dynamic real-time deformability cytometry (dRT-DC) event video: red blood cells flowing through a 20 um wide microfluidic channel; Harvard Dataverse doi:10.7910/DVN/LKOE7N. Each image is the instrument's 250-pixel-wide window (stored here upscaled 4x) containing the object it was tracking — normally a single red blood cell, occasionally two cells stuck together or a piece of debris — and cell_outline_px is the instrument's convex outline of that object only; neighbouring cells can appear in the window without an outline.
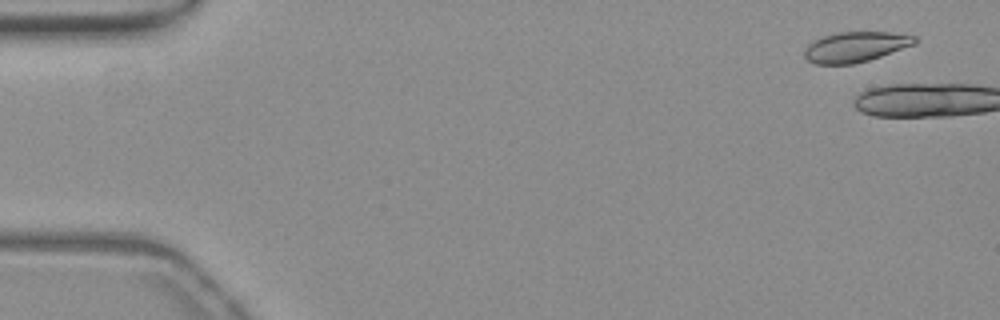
{"species": "common noctule bat (a hibernating species)", "species_latin": "Nyctalus noctula", "temperature_condition": "warm", "stored_images_in_passage": 5, "camera_frame_rate_fps": 3000, "um_per_image_px": 0.085, "animal": {"sex": "female", "body_mass_g": 19.3, "forearm_length_mm": 54.1}, "frame": {"image": 1, "passage_image": 3, "time_ms": 0.667, "image_size_px": [1000, 320], "cell_outline_px": [[920, 40], [916, 44], [868, 60], [852, 64], [816, 64], [808, 60], [804, 56], [804, 48], [808, 44], [824, 36], [836, 32], [888, 32], [916, 36]], "centroid_in_image_um": [72.73, 3.98], "position_along_channel_um": 12.3, "area_um2": 19.42}}